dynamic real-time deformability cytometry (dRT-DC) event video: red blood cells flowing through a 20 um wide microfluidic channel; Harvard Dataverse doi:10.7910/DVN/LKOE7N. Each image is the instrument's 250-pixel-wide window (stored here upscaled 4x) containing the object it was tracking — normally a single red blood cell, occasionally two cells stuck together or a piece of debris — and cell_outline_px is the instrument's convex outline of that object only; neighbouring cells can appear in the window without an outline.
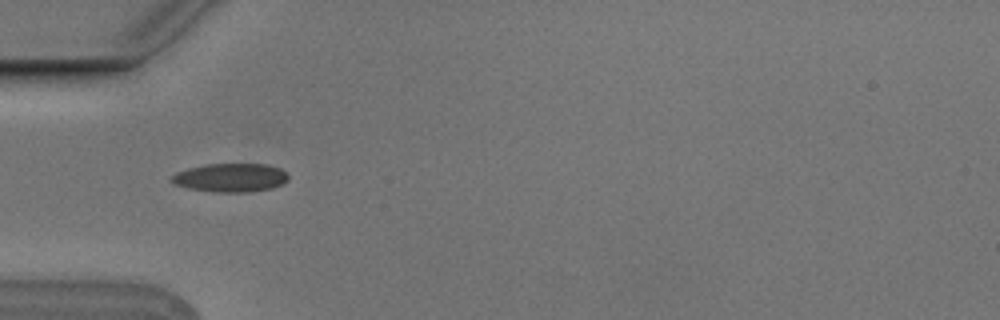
{"species": "Egyptian fruit bat (a non-hibernating species)", "species_latin": "Rousettus aegyptiacus", "temperature_condition": "cold", "stored_images_in_passage": 7, "camera_frame_rate_fps": 3000, "um_per_image_px": 0.085, "animal": {"sex": "male"}, "frame": {"image": 1, "passage_image": 6, "time_ms": 1.667, "image_size_px": [1000, 320], "cell_outline_px": [[288, 180], [284, 184], [272, 188], [248, 192], [212, 192], [188, 188], [176, 184], [168, 180], [176, 172], [188, 168], [208, 164], [268, 164], [280, 168], [288, 172]], "centroid_in_image_um": [19.63, 15.1], "position_along_channel_um": 65.4, "area_um2": 19.65}}